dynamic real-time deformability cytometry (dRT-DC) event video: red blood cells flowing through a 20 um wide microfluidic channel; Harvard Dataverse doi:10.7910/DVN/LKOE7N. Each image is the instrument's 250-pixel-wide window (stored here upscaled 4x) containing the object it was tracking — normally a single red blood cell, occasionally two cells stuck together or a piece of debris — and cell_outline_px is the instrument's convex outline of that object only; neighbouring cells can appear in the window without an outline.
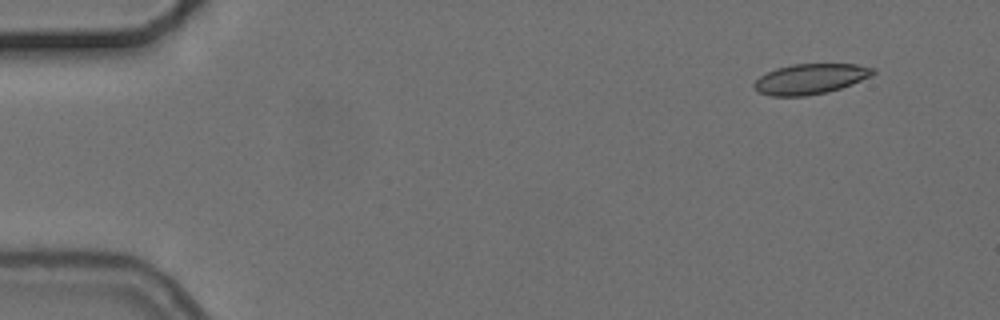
{"species": "common noctule bat (a hibernating species)", "species_latin": "Nyctalus noctula", "temperature_condition": "cold", "stored_images_in_passage": 5, "camera_frame_rate_fps": 3000, "um_per_image_px": 0.085, "animal": {"sex": "female", "body_mass_g": 24.6, "forearm_length_mm": 56.2}, "frame": {"image": 1, "passage_image": 1, "time_ms": 0.0, "image_size_px": [1000, 320], "cell_outline_px": [[876, 72], [872, 76], [852, 84], [828, 92], [804, 96], [772, 96], [756, 92], [752, 84], [760, 76], [776, 68], [792, 64], [856, 64], [876, 68]], "centroid_in_image_um": [68.88, 6.71], "position_along_channel_um": 16.1, "area_um2": 21.15}}